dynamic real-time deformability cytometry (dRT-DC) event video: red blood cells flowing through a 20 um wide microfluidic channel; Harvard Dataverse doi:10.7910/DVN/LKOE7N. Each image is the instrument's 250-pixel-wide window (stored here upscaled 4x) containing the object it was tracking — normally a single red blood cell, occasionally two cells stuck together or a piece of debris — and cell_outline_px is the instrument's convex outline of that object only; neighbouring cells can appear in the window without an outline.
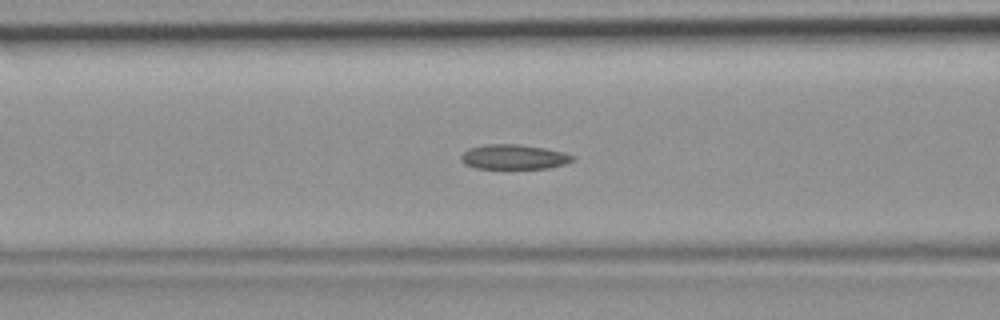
{"species": "common noctule bat (a hibernating species)", "species_latin": "Nyctalus noctula", "temperature_condition": "room temperature", "stored_images_in_passage": 45, "camera_frame_rate_fps": 3000, "um_per_image_px": 0.085, "animal": {"sex": "female", "body_mass_g": 19.9}, "frame": {"image": 1, "passage_image": 17, "time_ms": 5.333, "image_size_px": [1000, 320], "cell_outline_px": [[576, 160], [564, 164], [548, 168], [476, 168], [464, 164], [460, 160], [460, 156], [468, 148], [484, 144], [520, 144], [544, 148], [576, 156]], "centroid_in_image_um": [43.65, 13.33], "position_along_channel_um": 122.9, "area_um2": 16.13}}
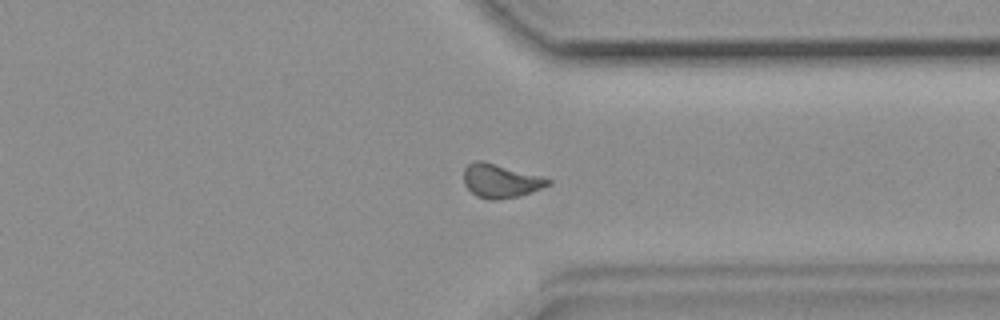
{"frame": {"image": 2, "passage_image": 34, "time_ms": 11.0, "image_size_px": [1000, 320], "cell_outline_px": [[552, 184], [520, 196], [496, 200], [488, 200], [476, 196], [464, 184], [464, 168], [468, 164], [476, 160], [484, 160], [540, 176], [552, 180]], "centroid_in_image_um": [42.54, 15.37], "position_along_channel_um": 368.9, "area_um2": 16.65}}
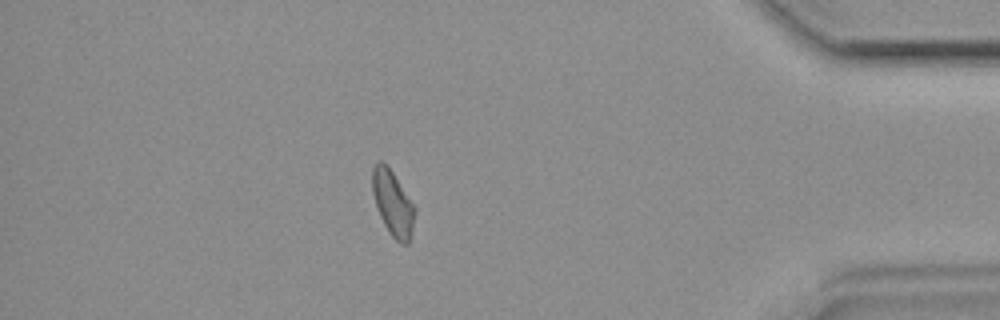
{"frame": {"image": 3, "passage_image": 39, "time_ms": 12.667, "image_size_px": [1000, 320], "cell_outline_px": [[416, 212], [408, 244], [400, 244], [388, 232], [380, 216], [372, 192], [372, 168], [376, 160], [380, 160], [392, 172], [416, 208]], "centroid_in_image_um": [33.38, 17.28], "position_along_channel_um": 401.8, "area_um2": 15.95}}